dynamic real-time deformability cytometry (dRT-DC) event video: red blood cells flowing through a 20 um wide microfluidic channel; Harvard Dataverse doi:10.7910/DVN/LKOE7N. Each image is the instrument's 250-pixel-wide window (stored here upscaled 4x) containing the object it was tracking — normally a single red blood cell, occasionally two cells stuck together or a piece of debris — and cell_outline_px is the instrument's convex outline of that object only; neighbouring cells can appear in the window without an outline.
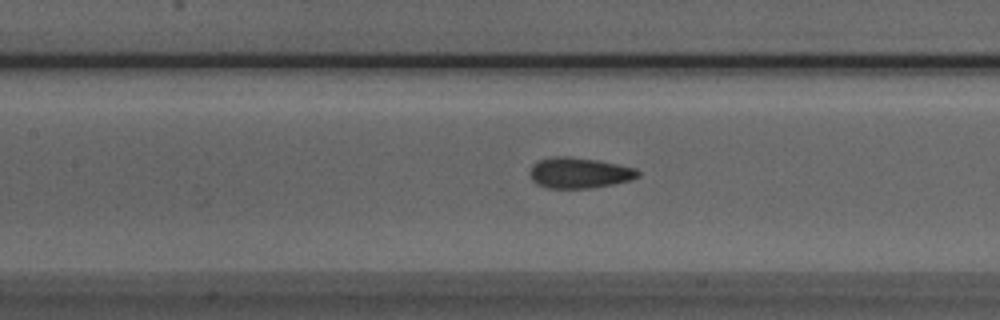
{"species": "Egyptian fruit bat (a non-hibernating species)", "species_latin": "Rousettus aegyptiacus", "temperature_condition": "room temperature", "stored_images_in_passage": 10, "camera_frame_rate_fps": 3000, "um_per_image_px": 0.085, "animal": {"sex": "male"}, "frame": {"image": 1, "passage_image": 8, "time_ms": 2.333, "image_size_px": [1000, 320], "cell_outline_px": [[640, 176], [632, 180], [612, 184], [588, 188], [548, 188], [536, 184], [532, 180], [528, 172], [532, 164], [536, 160], [556, 156], [568, 156], [596, 160], [636, 168], [640, 172]], "centroid_in_image_um": [49.2, 14.69], "position_along_channel_um": 158.2, "area_um2": 19.48}}